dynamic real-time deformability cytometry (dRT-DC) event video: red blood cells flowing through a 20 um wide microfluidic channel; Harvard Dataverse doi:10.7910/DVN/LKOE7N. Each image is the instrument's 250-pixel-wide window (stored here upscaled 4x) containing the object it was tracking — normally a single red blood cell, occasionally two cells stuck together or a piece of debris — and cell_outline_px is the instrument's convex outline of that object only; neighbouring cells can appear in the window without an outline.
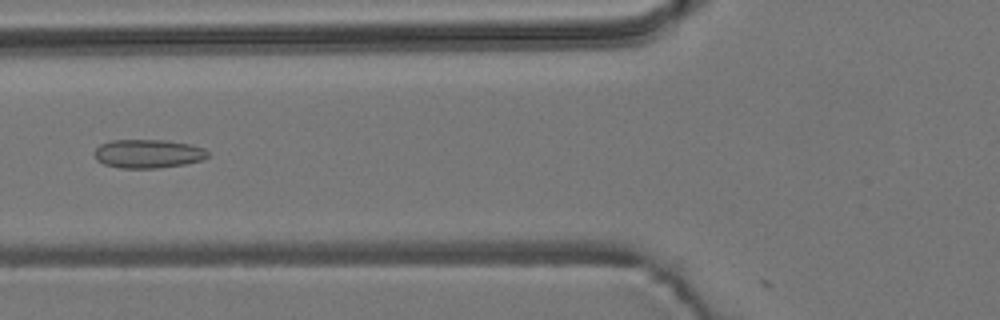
{"species": "common noctule bat (a hibernating species)", "species_latin": "Nyctalus noctula", "temperature_condition": "room temperature", "stored_images_in_passage": 5, "camera_frame_rate_fps": 3000, "um_per_image_px": 0.085, "animal": {"sex": "male", "body_mass_g": 19.2, "forearm_length_mm": 51.8}, "frame": {"image": 1, "passage_image": 5, "time_ms": 1.333, "image_size_px": [1000, 320], "cell_outline_px": [[208, 156], [204, 160], [184, 164], [156, 168], [120, 168], [104, 164], [96, 160], [92, 152], [100, 144], [112, 140], [168, 140], [192, 144], [204, 148], [208, 152]], "centroid_in_image_um": [12.58, 13.06], "position_along_channel_um": 113.2, "area_um2": 19.19}}